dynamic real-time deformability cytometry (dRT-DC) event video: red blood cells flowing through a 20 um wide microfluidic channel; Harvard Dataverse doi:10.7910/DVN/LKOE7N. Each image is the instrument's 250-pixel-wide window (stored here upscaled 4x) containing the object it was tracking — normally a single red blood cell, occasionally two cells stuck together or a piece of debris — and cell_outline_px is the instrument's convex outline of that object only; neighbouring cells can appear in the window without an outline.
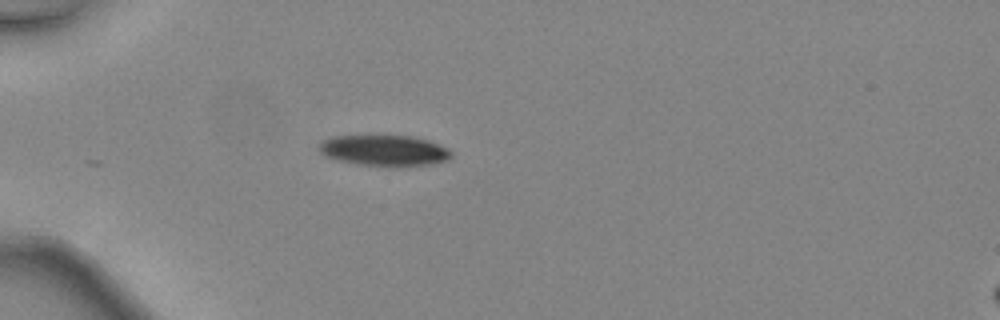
{"species": "common noctule bat (a hibernating species)", "species_latin": "Nyctalus noctula", "temperature_condition": "warm", "stored_images_in_passage": 11, "camera_frame_rate_fps": 3000, "um_per_image_px": 0.085, "animal": {"sex": "female", "body_mass_g": 24.6, "forearm_length_mm": 56.2}, "frame": {"image": 1, "passage_image": 1, "time_ms": 0.0, "image_size_px": [1000, 320], "cell_outline_px": [[452, 156], [448, 160], [432, 164], [396, 168], [388, 168], [356, 164], [336, 160], [324, 156], [320, 152], [320, 144], [324, 140], [332, 136], [380, 132], [412, 136], [428, 140], [440, 144], [448, 148], [452, 152]], "centroid_in_image_um": [32.67, 12.76], "position_along_channel_um": 52.3, "area_um2": 25.55}}
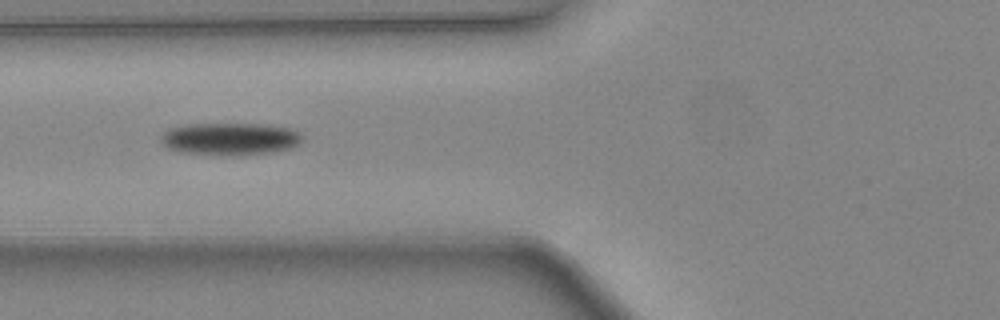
{"frame": {"image": 2, "passage_image": 6, "time_ms": 1.667, "image_size_px": [1000, 320], "cell_outline_px": [[304, 140], [292, 148], [276, 152], [244, 156], [228, 156], [180, 152], [168, 148], [160, 140], [160, 136], [168, 128], [184, 124], [260, 124], [292, 128], [304, 136]], "centroid_in_image_um": [19.59, 11.82], "position_along_channel_um": 106.2, "area_um2": 27.34}}
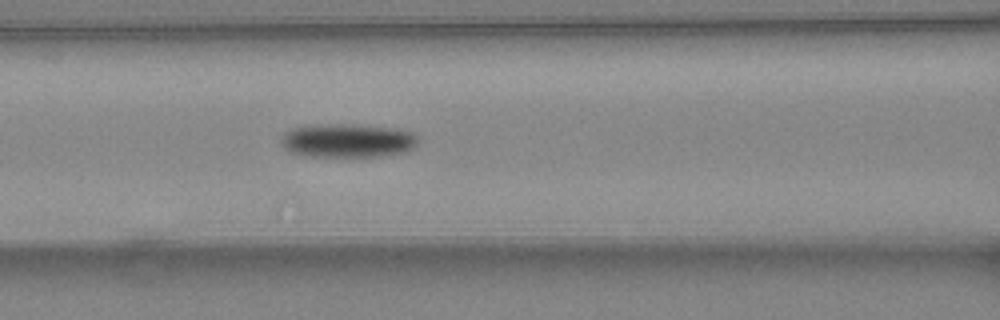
{"frame": {"image": 3, "passage_image": 8, "time_ms": 2.333, "image_size_px": [1000, 320], "cell_outline_px": [[416, 144], [408, 152], [380, 156], [308, 156], [288, 152], [280, 144], [280, 140], [284, 132], [292, 128], [304, 124], [352, 124], [400, 128], [412, 132], [416, 136]], "centroid_in_image_um": [29.5, 11.93], "position_along_channel_um": 137.1, "area_um2": 27.46}}